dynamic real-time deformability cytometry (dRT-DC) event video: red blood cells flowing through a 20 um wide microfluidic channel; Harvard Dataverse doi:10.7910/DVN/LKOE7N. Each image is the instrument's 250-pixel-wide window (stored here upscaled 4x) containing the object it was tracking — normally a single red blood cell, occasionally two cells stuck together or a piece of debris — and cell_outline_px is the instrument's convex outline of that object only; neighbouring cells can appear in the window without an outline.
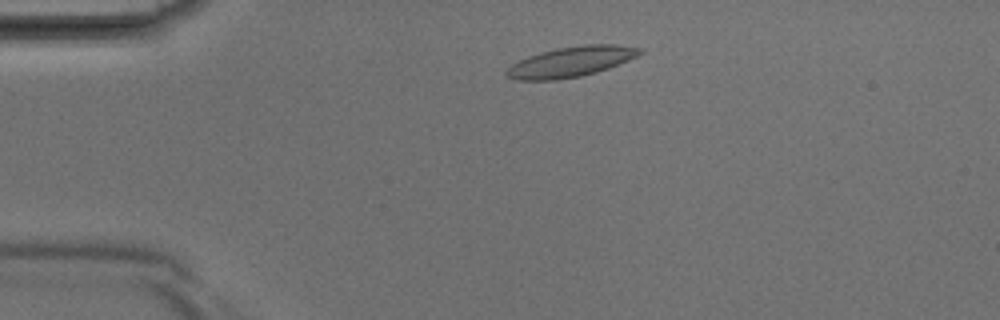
{"species": "Egyptian fruit bat (a non-hibernating species)", "species_latin": "Rousettus aegyptiacus", "temperature_condition": "room temperature", "stored_images_in_passage": 37, "camera_frame_rate_fps": 3000, "um_per_image_px": 0.085, "animal": {"sex": "male"}, "frame": {"image": 1, "passage_image": 5, "time_ms": 1.333, "image_size_px": [1000, 320], "cell_outline_px": [[644, 52], [628, 60], [608, 68], [596, 72], [580, 76], [556, 80], [516, 80], [504, 76], [504, 72], [512, 64], [528, 56], [556, 48], [584, 44], [616, 44], [644, 48]], "centroid_in_image_um": [48.53, 5.24], "position_along_channel_um": 36.5, "area_um2": 23.58}}
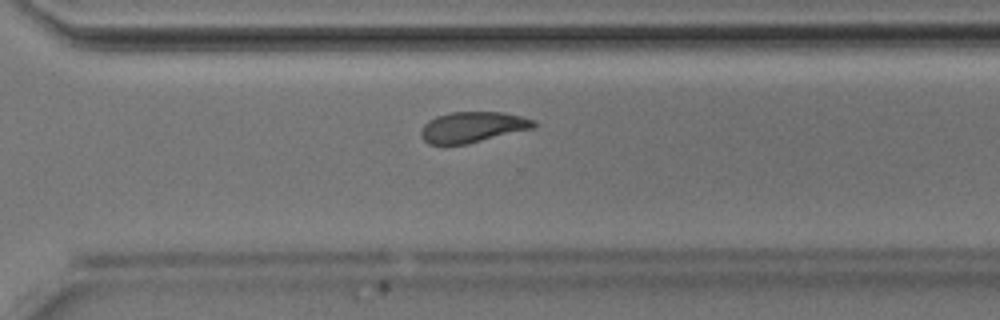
{"frame": {"image": 2, "passage_image": 25, "time_ms": 8.0, "image_size_px": [1000, 320], "cell_outline_px": [[536, 128], [468, 144], [428, 144], [420, 136], [420, 128], [428, 120], [436, 116], [452, 112], [504, 112], [536, 120]], "centroid_in_image_um": [40.18, 10.81], "position_along_channel_um": 330.4, "area_um2": 20.46}}
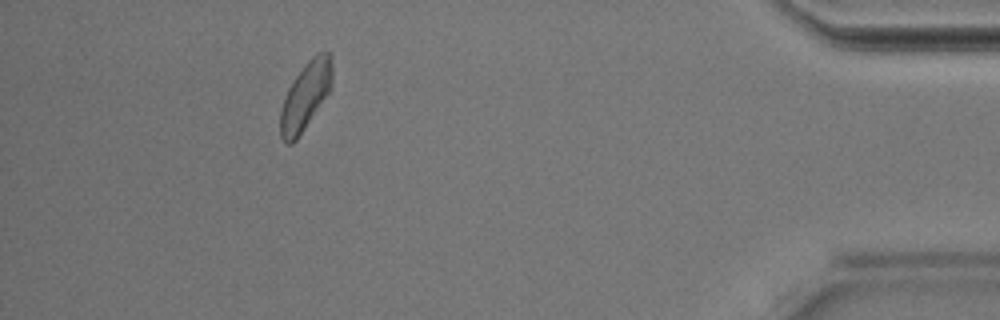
{"frame": {"image": 3, "passage_image": 33, "time_ms": 10.667, "image_size_px": [1000, 320], "cell_outline_px": [[332, 88], [296, 140], [292, 144], [288, 144], [280, 136], [280, 112], [288, 88], [296, 76], [308, 60], [316, 52], [332, 52]], "centroid_in_image_um": [25.99, 8.12], "position_along_channel_um": 409.2, "area_um2": 20.35}}